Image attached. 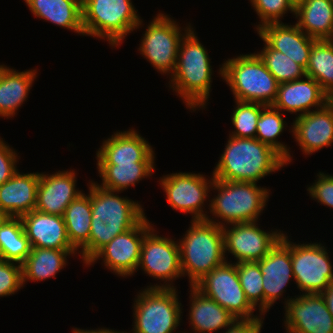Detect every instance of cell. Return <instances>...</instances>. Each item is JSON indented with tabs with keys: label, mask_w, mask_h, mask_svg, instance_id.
<instances>
[{
	"label": "cell",
	"mask_w": 333,
	"mask_h": 333,
	"mask_svg": "<svg viewBox=\"0 0 333 333\" xmlns=\"http://www.w3.org/2000/svg\"><path fill=\"white\" fill-rule=\"evenodd\" d=\"M91 208L89 248L81 255L85 264L114 237L135 227L145 217L139 202L119 197L97 182H91Z\"/></svg>",
	"instance_id": "obj_1"
},
{
	"label": "cell",
	"mask_w": 333,
	"mask_h": 333,
	"mask_svg": "<svg viewBox=\"0 0 333 333\" xmlns=\"http://www.w3.org/2000/svg\"><path fill=\"white\" fill-rule=\"evenodd\" d=\"M285 165L277 151L258 139L229 136L212 176L222 181L257 183Z\"/></svg>",
	"instance_id": "obj_2"
},
{
	"label": "cell",
	"mask_w": 333,
	"mask_h": 333,
	"mask_svg": "<svg viewBox=\"0 0 333 333\" xmlns=\"http://www.w3.org/2000/svg\"><path fill=\"white\" fill-rule=\"evenodd\" d=\"M210 63L205 47L190 28L179 44L176 68L169 83L190 110L207 105L213 71Z\"/></svg>",
	"instance_id": "obj_3"
},
{
	"label": "cell",
	"mask_w": 333,
	"mask_h": 333,
	"mask_svg": "<svg viewBox=\"0 0 333 333\" xmlns=\"http://www.w3.org/2000/svg\"><path fill=\"white\" fill-rule=\"evenodd\" d=\"M190 223L178 243L183 277L188 275L189 285L194 286L227 260L222 227L207 220H191Z\"/></svg>",
	"instance_id": "obj_4"
},
{
	"label": "cell",
	"mask_w": 333,
	"mask_h": 333,
	"mask_svg": "<svg viewBox=\"0 0 333 333\" xmlns=\"http://www.w3.org/2000/svg\"><path fill=\"white\" fill-rule=\"evenodd\" d=\"M218 194L211 199L208 207L212 217L206 220L221 227L234 224L257 222L266 207L269 191L254 182H235L214 179L212 188ZM220 220L222 221H219ZM214 219V220H213ZM219 221V222H218ZM224 221V223H223Z\"/></svg>",
	"instance_id": "obj_5"
},
{
	"label": "cell",
	"mask_w": 333,
	"mask_h": 333,
	"mask_svg": "<svg viewBox=\"0 0 333 333\" xmlns=\"http://www.w3.org/2000/svg\"><path fill=\"white\" fill-rule=\"evenodd\" d=\"M218 73L230 86L235 100L266 106L276 98L279 83L256 53L229 58Z\"/></svg>",
	"instance_id": "obj_6"
},
{
	"label": "cell",
	"mask_w": 333,
	"mask_h": 333,
	"mask_svg": "<svg viewBox=\"0 0 333 333\" xmlns=\"http://www.w3.org/2000/svg\"><path fill=\"white\" fill-rule=\"evenodd\" d=\"M131 0H82L85 35L106 39L112 47L142 25Z\"/></svg>",
	"instance_id": "obj_7"
},
{
	"label": "cell",
	"mask_w": 333,
	"mask_h": 333,
	"mask_svg": "<svg viewBox=\"0 0 333 333\" xmlns=\"http://www.w3.org/2000/svg\"><path fill=\"white\" fill-rule=\"evenodd\" d=\"M178 299L176 288L142 289L134 301L132 333H173L181 320Z\"/></svg>",
	"instance_id": "obj_8"
},
{
	"label": "cell",
	"mask_w": 333,
	"mask_h": 333,
	"mask_svg": "<svg viewBox=\"0 0 333 333\" xmlns=\"http://www.w3.org/2000/svg\"><path fill=\"white\" fill-rule=\"evenodd\" d=\"M190 28L189 24L183 33L179 24L169 15L158 13L147 25L138 49L158 72L172 74L177 64L179 44Z\"/></svg>",
	"instance_id": "obj_9"
},
{
	"label": "cell",
	"mask_w": 333,
	"mask_h": 333,
	"mask_svg": "<svg viewBox=\"0 0 333 333\" xmlns=\"http://www.w3.org/2000/svg\"><path fill=\"white\" fill-rule=\"evenodd\" d=\"M236 319H253L255 308L246 299L239 281L236 263L226 261L194 285Z\"/></svg>",
	"instance_id": "obj_10"
},
{
	"label": "cell",
	"mask_w": 333,
	"mask_h": 333,
	"mask_svg": "<svg viewBox=\"0 0 333 333\" xmlns=\"http://www.w3.org/2000/svg\"><path fill=\"white\" fill-rule=\"evenodd\" d=\"M321 243L291 242V261L295 284L303 294H321L333 281V270Z\"/></svg>",
	"instance_id": "obj_11"
},
{
	"label": "cell",
	"mask_w": 333,
	"mask_h": 333,
	"mask_svg": "<svg viewBox=\"0 0 333 333\" xmlns=\"http://www.w3.org/2000/svg\"><path fill=\"white\" fill-rule=\"evenodd\" d=\"M155 232L152 228L144 236L138 268L157 280L165 281L164 285L155 284L148 288H175L173 281L183 276L179 243L168 237H161Z\"/></svg>",
	"instance_id": "obj_12"
},
{
	"label": "cell",
	"mask_w": 333,
	"mask_h": 333,
	"mask_svg": "<svg viewBox=\"0 0 333 333\" xmlns=\"http://www.w3.org/2000/svg\"><path fill=\"white\" fill-rule=\"evenodd\" d=\"M160 178L159 184L166 193L167 202L173 210L192 214V221L206 220L209 217L207 212L203 211V205L212 188L213 176L208 180L200 173L179 172Z\"/></svg>",
	"instance_id": "obj_13"
},
{
	"label": "cell",
	"mask_w": 333,
	"mask_h": 333,
	"mask_svg": "<svg viewBox=\"0 0 333 333\" xmlns=\"http://www.w3.org/2000/svg\"><path fill=\"white\" fill-rule=\"evenodd\" d=\"M152 227L145 216L135 227L117 235L102 247L86 266L101 258L111 272L123 277L132 276L138 269L144 236Z\"/></svg>",
	"instance_id": "obj_14"
},
{
	"label": "cell",
	"mask_w": 333,
	"mask_h": 333,
	"mask_svg": "<svg viewBox=\"0 0 333 333\" xmlns=\"http://www.w3.org/2000/svg\"><path fill=\"white\" fill-rule=\"evenodd\" d=\"M256 222L234 223L223 226L224 253H231L239 262H258L281 239L283 232H266L260 229ZM257 225V226H256ZM229 226V227H228Z\"/></svg>",
	"instance_id": "obj_15"
},
{
	"label": "cell",
	"mask_w": 333,
	"mask_h": 333,
	"mask_svg": "<svg viewBox=\"0 0 333 333\" xmlns=\"http://www.w3.org/2000/svg\"><path fill=\"white\" fill-rule=\"evenodd\" d=\"M284 303L287 333H333V317L321 294L302 293Z\"/></svg>",
	"instance_id": "obj_16"
},
{
	"label": "cell",
	"mask_w": 333,
	"mask_h": 333,
	"mask_svg": "<svg viewBox=\"0 0 333 333\" xmlns=\"http://www.w3.org/2000/svg\"><path fill=\"white\" fill-rule=\"evenodd\" d=\"M263 281L264 315L280 299L290 279L294 278L291 261V241L283 233L281 239L260 261Z\"/></svg>",
	"instance_id": "obj_17"
},
{
	"label": "cell",
	"mask_w": 333,
	"mask_h": 333,
	"mask_svg": "<svg viewBox=\"0 0 333 333\" xmlns=\"http://www.w3.org/2000/svg\"><path fill=\"white\" fill-rule=\"evenodd\" d=\"M96 153L97 164L154 163L153 148L134 129L114 133L103 140Z\"/></svg>",
	"instance_id": "obj_18"
},
{
	"label": "cell",
	"mask_w": 333,
	"mask_h": 333,
	"mask_svg": "<svg viewBox=\"0 0 333 333\" xmlns=\"http://www.w3.org/2000/svg\"><path fill=\"white\" fill-rule=\"evenodd\" d=\"M292 124V135L305 155L329 147L333 143V104L295 117Z\"/></svg>",
	"instance_id": "obj_19"
},
{
	"label": "cell",
	"mask_w": 333,
	"mask_h": 333,
	"mask_svg": "<svg viewBox=\"0 0 333 333\" xmlns=\"http://www.w3.org/2000/svg\"><path fill=\"white\" fill-rule=\"evenodd\" d=\"M75 171H58L55 174L40 173L37 188L36 210L62 216L69 204L83 192L76 188Z\"/></svg>",
	"instance_id": "obj_20"
},
{
	"label": "cell",
	"mask_w": 333,
	"mask_h": 333,
	"mask_svg": "<svg viewBox=\"0 0 333 333\" xmlns=\"http://www.w3.org/2000/svg\"><path fill=\"white\" fill-rule=\"evenodd\" d=\"M279 84L278 92L272 106L278 110L290 113L299 112L298 116L309 113L311 107L316 110L323 108L330 97L323 91L320 84L313 78L305 76ZM317 107V108H316Z\"/></svg>",
	"instance_id": "obj_21"
},
{
	"label": "cell",
	"mask_w": 333,
	"mask_h": 333,
	"mask_svg": "<svg viewBox=\"0 0 333 333\" xmlns=\"http://www.w3.org/2000/svg\"><path fill=\"white\" fill-rule=\"evenodd\" d=\"M257 32L273 49L285 54L306 70L311 48L317 39L306 35L296 23H269Z\"/></svg>",
	"instance_id": "obj_22"
},
{
	"label": "cell",
	"mask_w": 333,
	"mask_h": 333,
	"mask_svg": "<svg viewBox=\"0 0 333 333\" xmlns=\"http://www.w3.org/2000/svg\"><path fill=\"white\" fill-rule=\"evenodd\" d=\"M20 218L32 248L74 249L62 216L34 209Z\"/></svg>",
	"instance_id": "obj_23"
},
{
	"label": "cell",
	"mask_w": 333,
	"mask_h": 333,
	"mask_svg": "<svg viewBox=\"0 0 333 333\" xmlns=\"http://www.w3.org/2000/svg\"><path fill=\"white\" fill-rule=\"evenodd\" d=\"M40 173L17 171L0 185V207L10 217H21L36 208Z\"/></svg>",
	"instance_id": "obj_24"
},
{
	"label": "cell",
	"mask_w": 333,
	"mask_h": 333,
	"mask_svg": "<svg viewBox=\"0 0 333 333\" xmlns=\"http://www.w3.org/2000/svg\"><path fill=\"white\" fill-rule=\"evenodd\" d=\"M191 287L189 322L195 333H212L228 328L236 318L213 299ZM185 333V332H184Z\"/></svg>",
	"instance_id": "obj_25"
},
{
	"label": "cell",
	"mask_w": 333,
	"mask_h": 333,
	"mask_svg": "<svg viewBox=\"0 0 333 333\" xmlns=\"http://www.w3.org/2000/svg\"><path fill=\"white\" fill-rule=\"evenodd\" d=\"M36 17L85 35L82 0H24Z\"/></svg>",
	"instance_id": "obj_26"
},
{
	"label": "cell",
	"mask_w": 333,
	"mask_h": 333,
	"mask_svg": "<svg viewBox=\"0 0 333 333\" xmlns=\"http://www.w3.org/2000/svg\"><path fill=\"white\" fill-rule=\"evenodd\" d=\"M37 74L36 69L18 72L7 66L0 74V116L12 118L26 101ZM16 112V113H15Z\"/></svg>",
	"instance_id": "obj_27"
},
{
	"label": "cell",
	"mask_w": 333,
	"mask_h": 333,
	"mask_svg": "<svg viewBox=\"0 0 333 333\" xmlns=\"http://www.w3.org/2000/svg\"><path fill=\"white\" fill-rule=\"evenodd\" d=\"M297 26L317 40L333 39V4L329 0H303L295 7Z\"/></svg>",
	"instance_id": "obj_28"
},
{
	"label": "cell",
	"mask_w": 333,
	"mask_h": 333,
	"mask_svg": "<svg viewBox=\"0 0 333 333\" xmlns=\"http://www.w3.org/2000/svg\"><path fill=\"white\" fill-rule=\"evenodd\" d=\"M77 254L75 249L31 248V252L22 263V284L26 281H42L62 270L67 256Z\"/></svg>",
	"instance_id": "obj_29"
},
{
	"label": "cell",
	"mask_w": 333,
	"mask_h": 333,
	"mask_svg": "<svg viewBox=\"0 0 333 333\" xmlns=\"http://www.w3.org/2000/svg\"><path fill=\"white\" fill-rule=\"evenodd\" d=\"M89 193L80 194L66 208L63 215L67 235L71 246L77 251L79 248L81 256L89 248V235L92 221L91 208V183Z\"/></svg>",
	"instance_id": "obj_30"
},
{
	"label": "cell",
	"mask_w": 333,
	"mask_h": 333,
	"mask_svg": "<svg viewBox=\"0 0 333 333\" xmlns=\"http://www.w3.org/2000/svg\"><path fill=\"white\" fill-rule=\"evenodd\" d=\"M155 163L97 164L102 178L101 188L117 193L135 187L140 180L150 177Z\"/></svg>",
	"instance_id": "obj_31"
},
{
	"label": "cell",
	"mask_w": 333,
	"mask_h": 333,
	"mask_svg": "<svg viewBox=\"0 0 333 333\" xmlns=\"http://www.w3.org/2000/svg\"><path fill=\"white\" fill-rule=\"evenodd\" d=\"M20 217H9L0 225V258L22 264L31 252Z\"/></svg>",
	"instance_id": "obj_32"
},
{
	"label": "cell",
	"mask_w": 333,
	"mask_h": 333,
	"mask_svg": "<svg viewBox=\"0 0 333 333\" xmlns=\"http://www.w3.org/2000/svg\"><path fill=\"white\" fill-rule=\"evenodd\" d=\"M305 71L306 76L317 81L329 97L333 95V39L314 42Z\"/></svg>",
	"instance_id": "obj_33"
},
{
	"label": "cell",
	"mask_w": 333,
	"mask_h": 333,
	"mask_svg": "<svg viewBox=\"0 0 333 333\" xmlns=\"http://www.w3.org/2000/svg\"><path fill=\"white\" fill-rule=\"evenodd\" d=\"M283 115L285 114H282L280 110L272 105H264L256 124L257 131L255 138L277 151L285 159L287 165L292 162L290 150L287 145H284L277 139L286 127Z\"/></svg>",
	"instance_id": "obj_34"
},
{
	"label": "cell",
	"mask_w": 333,
	"mask_h": 333,
	"mask_svg": "<svg viewBox=\"0 0 333 333\" xmlns=\"http://www.w3.org/2000/svg\"><path fill=\"white\" fill-rule=\"evenodd\" d=\"M265 43L261 52L256 54L279 84L299 80L306 76L305 69L278 50L273 49L260 35Z\"/></svg>",
	"instance_id": "obj_35"
},
{
	"label": "cell",
	"mask_w": 333,
	"mask_h": 333,
	"mask_svg": "<svg viewBox=\"0 0 333 333\" xmlns=\"http://www.w3.org/2000/svg\"><path fill=\"white\" fill-rule=\"evenodd\" d=\"M240 284L246 299L259 313L264 315L263 277L257 262L236 263Z\"/></svg>",
	"instance_id": "obj_36"
},
{
	"label": "cell",
	"mask_w": 333,
	"mask_h": 333,
	"mask_svg": "<svg viewBox=\"0 0 333 333\" xmlns=\"http://www.w3.org/2000/svg\"><path fill=\"white\" fill-rule=\"evenodd\" d=\"M236 107L231 115L234 130L230 136L239 138H255L257 121L261 114L263 104L235 100Z\"/></svg>",
	"instance_id": "obj_37"
},
{
	"label": "cell",
	"mask_w": 333,
	"mask_h": 333,
	"mask_svg": "<svg viewBox=\"0 0 333 333\" xmlns=\"http://www.w3.org/2000/svg\"><path fill=\"white\" fill-rule=\"evenodd\" d=\"M250 2L261 19L259 25L255 27L256 30L269 23L282 22L280 19L288 11L295 14V7L289 0H250Z\"/></svg>",
	"instance_id": "obj_38"
},
{
	"label": "cell",
	"mask_w": 333,
	"mask_h": 333,
	"mask_svg": "<svg viewBox=\"0 0 333 333\" xmlns=\"http://www.w3.org/2000/svg\"><path fill=\"white\" fill-rule=\"evenodd\" d=\"M22 287V264L0 258V297L10 296Z\"/></svg>",
	"instance_id": "obj_39"
},
{
	"label": "cell",
	"mask_w": 333,
	"mask_h": 333,
	"mask_svg": "<svg viewBox=\"0 0 333 333\" xmlns=\"http://www.w3.org/2000/svg\"><path fill=\"white\" fill-rule=\"evenodd\" d=\"M313 185L307 188L308 194L318 203L333 208V175L319 172Z\"/></svg>",
	"instance_id": "obj_40"
},
{
	"label": "cell",
	"mask_w": 333,
	"mask_h": 333,
	"mask_svg": "<svg viewBox=\"0 0 333 333\" xmlns=\"http://www.w3.org/2000/svg\"><path fill=\"white\" fill-rule=\"evenodd\" d=\"M17 156L15 150L0 138V185L7 182L18 171Z\"/></svg>",
	"instance_id": "obj_41"
},
{
	"label": "cell",
	"mask_w": 333,
	"mask_h": 333,
	"mask_svg": "<svg viewBox=\"0 0 333 333\" xmlns=\"http://www.w3.org/2000/svg\"><path fill=\"white\" fill-rule=\"evenodd\" d=\"M264 318L261 316L253 319H236L225 333H260Z\"/></svg>",
	"instance_id": "obj_42"
},
{
	"label": "cell",
	"mask_w": 333,
	"mask_h": 333,
	"mask_svg": "<svg viewBox=\"0 0 333 333\" xmlns=\"http://www.w3.org/2000/svg\"><path fill=\"white\" fill-rule=\"evenodd\" d=\"M326 306L333 317V281L330 283V285L326 288V290L321 293Z\"/></svg>",
	"instance_id": "obj_43"
},
{
	"label": "cell",
	"mask_w": 333,
	"mask_h": 333,
	"mask_svg": "<svg viewBox=\"0 0 333 333\" xmlns=\"http://www.w3.org/2000/svg\"><path fill=\"white\" fill-rule=\"evenodd\" d=\"M99 329V330H98ZM98 329H92V330H84V329H80V328H74L73 329V333H123L120 331H115V330H111L109 328H98Z\"/></svg>",
	"instance_id": "obj_44"
},
{
	"label": "cell",
	"mask_w": 333,
	"mask_h": 333,
	"mask_svg": "<svg viewBox=\"0 0 333 333\" xmlns=\"http://www.w3.org/2000/svg\"><path fill=\"white\" fill-rule=\"evenodd\" d=\"M10 216L7 215L0 207V225H2Z\"/></svg>",
	"instance_id": "obj_45"
},
{
	"label": "cell",
	"mask_w": 333,
	"mask_h": 333,
	"mask_svg": "<svg viewBox=\"0 0 333 333\" xmlns=\"http://www.w3.org/2000/svg\"><path fill=\"white\" fill-rule=\"evenodd\" d=\"M294 7H296L298 4H300L303 0H289Z\"/></svg>",
	"instance_id": "obj_46"
},
{
	"label": "cell",
	"mask_w": 333,
	"mask_h": 333,
	"mask_svg": "<svg viewBox=\"0 0 333 333\" xmlns=\"http://www.w3.org/2000/svg\"><path fill=\"white\" fill-rule=\"evenodd\" d=\"M4 67H5V65H0V74Z\"/></svg>",
	"instance_id": "obj_47"
},
{
	"label": "cell",
	"mask_w": 333,
	"mask_h": 333,
	"mask_svg": "<svg viewBox=\"0 0 333 333\" xmlns=\"http://www.w3.org/2000/svg\"><path fill=\"white\" fill-rule=\"evenodd\" d=\"M330 102L333 104V95L330 97Z\"/></svg>",
	"instance_id": "obj_48"
}]
</instances>
